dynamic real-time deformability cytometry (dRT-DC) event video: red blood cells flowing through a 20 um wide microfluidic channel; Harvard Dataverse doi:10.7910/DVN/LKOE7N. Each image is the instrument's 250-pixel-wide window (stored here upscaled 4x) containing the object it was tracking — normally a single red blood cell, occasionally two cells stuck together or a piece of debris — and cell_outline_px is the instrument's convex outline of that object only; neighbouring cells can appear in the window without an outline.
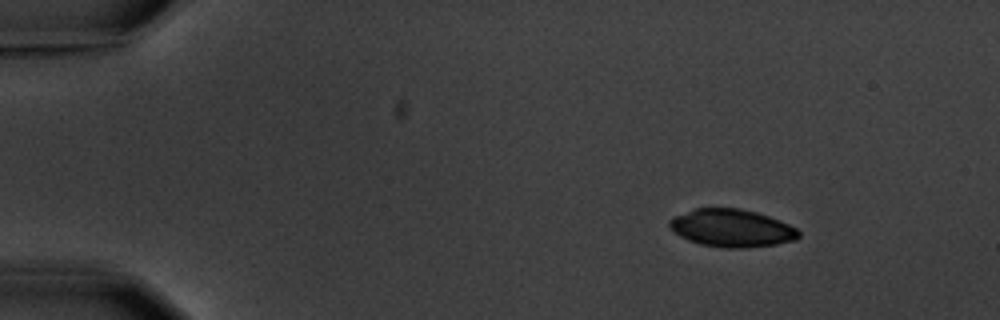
{"species": "common noctule bat (a hibernating species)", "species_latin": "Nyctalus noctula", "temperature_condition": "warm", "stored_images_in_passage": 5, "camera_frame_rate_fps": 3000, "um_per_image_px": 0.085, "animal": {"sex": "male", "body_mass_g": 20.1, "forearm_length_mm": 53.5}, "frame": {"image": 1, "passage_image": 1, "time_ms": 0.0, "image_size_px": [1000, 320], "cell_outline_px": [[800, 236], [796, 240], [776, 244], [744, 248], [724, 248], [700, 244], [688, 240], [672, 232], [668, 228], [668, 220], [672, 216], [696, 208], [740, 208], [756, 212], [780, 220], [796, 228], [800, 232]], "centroid_in_image_um": [62.16, 19.39], "position_along_channel_um": 22.8, "area_um2": 28.67}}